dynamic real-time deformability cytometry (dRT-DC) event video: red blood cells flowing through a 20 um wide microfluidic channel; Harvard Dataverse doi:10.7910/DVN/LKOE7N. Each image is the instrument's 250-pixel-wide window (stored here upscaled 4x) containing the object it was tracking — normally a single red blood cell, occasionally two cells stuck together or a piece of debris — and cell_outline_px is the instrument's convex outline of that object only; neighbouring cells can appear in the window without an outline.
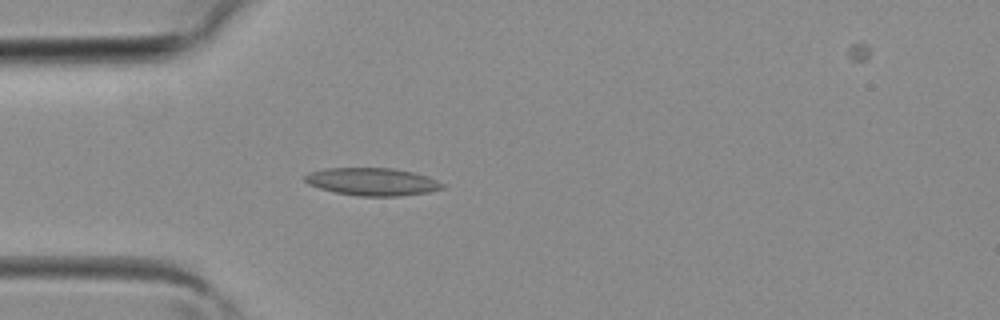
{"species": "common noctule bat (a hibernating species)", "species_latin": "Nyctalus noctula", "temperature_condition": "room temperature", "stored_images_in_passage": 33, "camera_frame_rate_fps": 3000, "um_per_image_px": 0.085, "animal": {"sex": "female", "body_mass_g": 19.3, "forearm_length_mm": 54.1}, "frame": {"image": 1, "passage_image": 4, "time_ms": 1.0, "image_size_px": [1000, 320], "cell_outline_px": [[444, 188], [428, 192], [400, 196], [356, 196], [336, 192], [320, 188], [308, 184], [304, 180], [304, 176], [308, 172], [324, 168], [392, 168], [412, 172], [428, 176], [444, 184]], "centroid_in_image_um": [31.62, 15.44], "position_along_channel_um": 53.4, "area_um2": 22.2}}
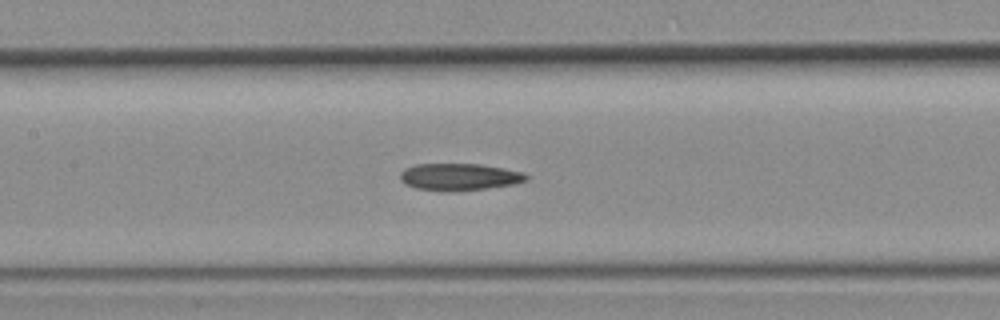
{"frame": {"image": 2, "passage_image": 11, "time_ms": 3.333, "image_size_px": [1000, 320], "cell_outline_px": [[528, 180], [516, 184], [456, 192], [440, 192], [416, 188], [404, 184], [400, 180], [400, 172], [404, 168], [416, 164], [480, 164], [504, 168], [524, 172], [528, 176]], "centroid_in_image_um": [39.03, 15.05], "position_along_channel_um": 168.4, "area_um2": 20.29}}
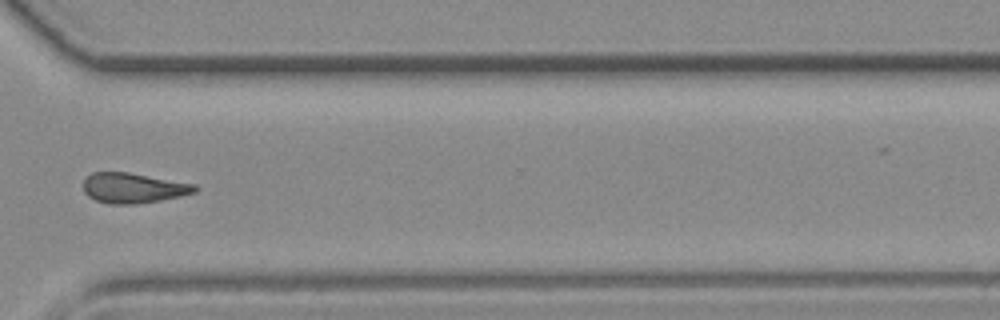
{"frame": {"image": 3, "passage_image": 22, "time_ms": 7.0, "image_size_px": [1000, 320], "cell_outline_px": [[200, 188], [196, 192], [180, 196], [160, 200], [136, 204], [108, 204], [96, 200], [88, 196], [84, 192], [84, 180], [92, 172], [128, 172], [196, 184]], "centroid_in_image_um": [11.35, 15.98], "position_along_channel_um": 359.2, "area_um2": 19.65}}